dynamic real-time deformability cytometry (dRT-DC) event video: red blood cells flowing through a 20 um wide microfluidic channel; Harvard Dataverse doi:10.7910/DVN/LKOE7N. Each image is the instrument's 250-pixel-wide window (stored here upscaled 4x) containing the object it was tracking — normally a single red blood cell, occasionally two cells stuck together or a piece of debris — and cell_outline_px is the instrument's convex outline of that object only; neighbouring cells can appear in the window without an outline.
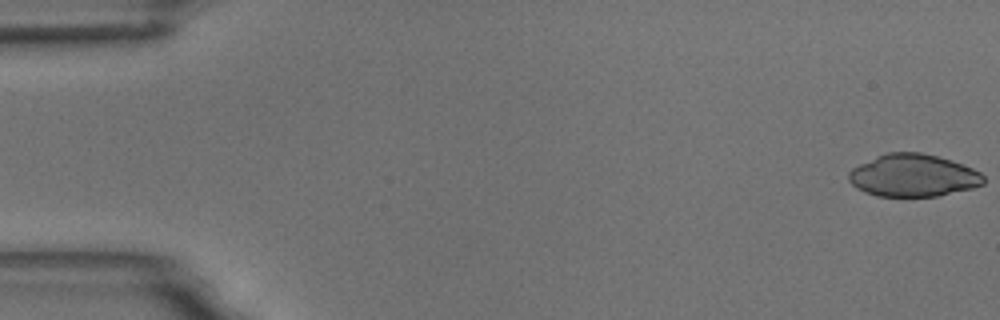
{"species": "common noctule bat (a hibernating species)", "species_latin": "Nyctalus noctula", "temperature_condition": "room temperature", "stored_images_in_passage": 8, "camera_frame_rate_fps": 3000, "um_per_image_px": 0.085, "animal": {"sex": "male", "body_mass_g": 18.8}, "frame": {"image": 1, "passage_image": 1, "time_ms": 0.0, "image_size_px": [1000, 320], "cell_outline_px": [[984, 184], [972, 188], [936, 196], [876, 196], [864, 192], [856, 188], [848, 180], [848, 172], [852, 168], [876, 156], [888, 152], [920, 152], [952, 160], [972, 168], [980, 172], [984, 176]], "centroid_in_image_um": [77.6, 14.91], "position_along_channel_um": 7.4, "area_um2": 33.35}}